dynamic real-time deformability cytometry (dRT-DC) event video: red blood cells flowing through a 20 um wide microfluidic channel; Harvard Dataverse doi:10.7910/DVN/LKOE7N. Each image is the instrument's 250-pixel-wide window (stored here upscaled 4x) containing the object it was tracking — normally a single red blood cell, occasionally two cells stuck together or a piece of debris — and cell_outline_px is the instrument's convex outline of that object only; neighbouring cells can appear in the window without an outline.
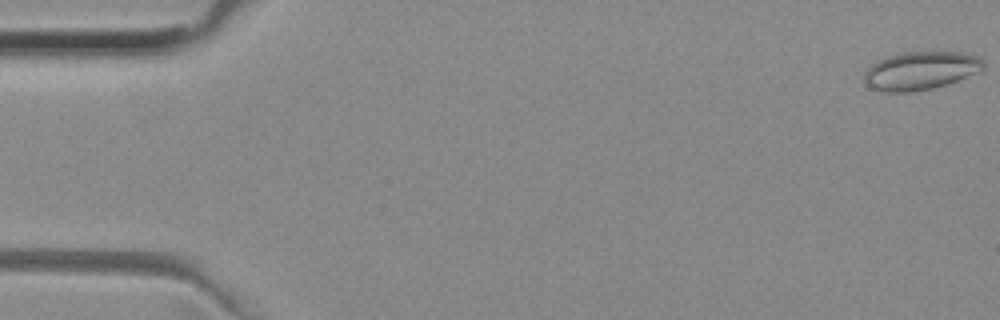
{"species": "common noctule bat (a hibernating species)", "species_latin": "Nyctalus noctula", "temperature_condition": "room temperature", "stored_images_in_passage": 17, "camera_frame_rate_fps": 3000, "um_per_image_px": 0.085, "animal": {"sex": "female", "body_mass_g": 29.2, "forearm_length_mm": 56.3}, "frame": {"image": 1, "passage_image": 1, "time_ms": 0.0, "image_size_px": [1000, 320], "cell_outline_px": [[984, 68], [976, 72], [948, 84], [932, 88], [912, 92], [884, 92], [868, 88], [864, 80], [864, 72], [876, 60], [888, 56], [904, 52], [964, 52], [980, 56], [984, 60]], "centroid_in_image_um": [78.23, 6.0], "position_along_channel_um": 6.8, "area_um2": 26.76}}